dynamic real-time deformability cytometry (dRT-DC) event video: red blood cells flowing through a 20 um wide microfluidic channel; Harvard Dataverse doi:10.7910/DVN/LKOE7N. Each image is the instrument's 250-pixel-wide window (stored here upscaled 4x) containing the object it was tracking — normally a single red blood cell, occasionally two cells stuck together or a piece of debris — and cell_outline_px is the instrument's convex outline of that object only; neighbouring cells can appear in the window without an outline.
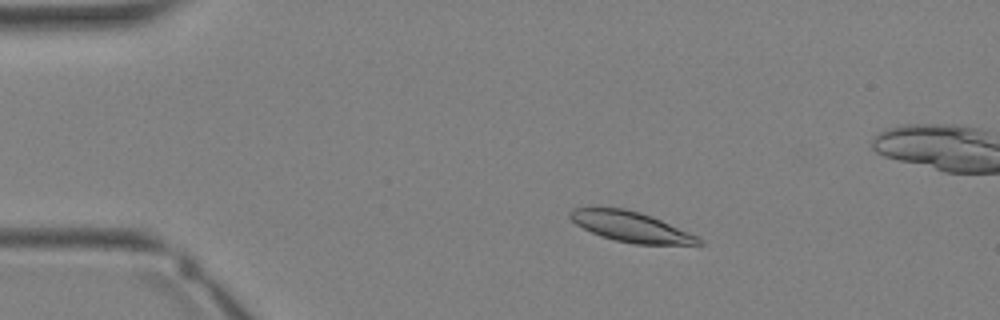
{"species": "Egyptian fruit bat (a non-hibernating species)", "species_latin": "Rousettus aegyptiacus", "temperature_condition": "warm", "stored_images_in_passage": 36, "camera_frame_rate_fps": 3000, "um_per_image_px": 0.085, "animal": {"sex": "female"}, "frame": {"image": 1, "passage_image": 7, "time_ms": 2.0, "image_size_px": [1000, 320], "cell_outline_px": [[704, 244], [636, 244], [616, 240], [592, 232], [576, 224], [568, 216], [568, 212], [572, 208], [588, 204], [596, 204], [624, 208], [640, 212], [652, 216], [688, 232], [704, 240]], "centroid_in_image_um": [53.52, 19.2], "position_along_channel_um": 31.5, "area_um2": 23.12}}
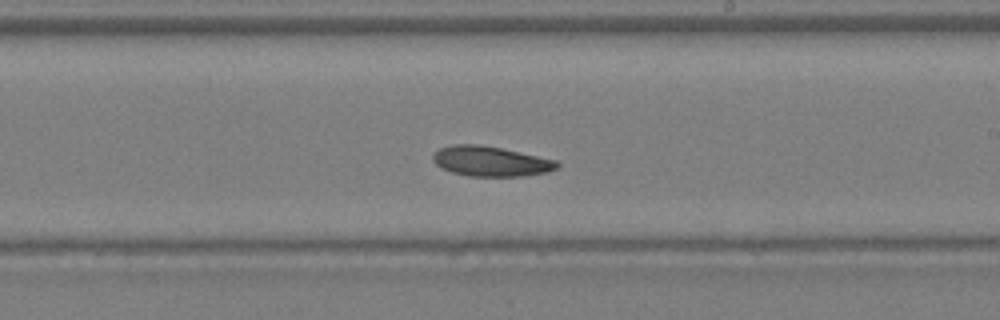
{"frame": {"image": 2, "passage_image": 21, "time_ms": 6.667, "image_size_px": [1000, 320], "cell_outline_px": [[560, 164], [556, 168], [548, 172], [524, 176], [468, 176], [452, 172], [440, 168], [432, 160], [432, 156], [440, 148], [452, 144], [476, 144], [500, 148], [556, 160]], "centroid_in_image_um": [41.68, 13.71], "position_along_channel_um": 247.3, "area_um2": 21.62}}
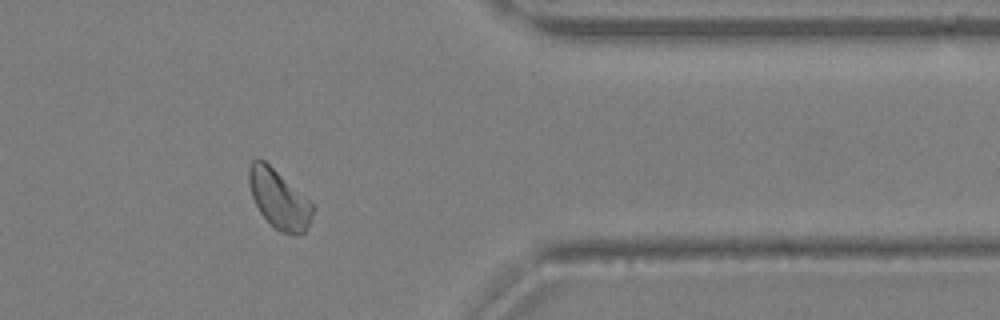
{"frame": {"image": 3, "passage_image": 29, "time_ms": 9.333, "image_size_px": [1000, 320], "cell_outline_px": [[316, 208], [304, 232], [292, 236], [280, 232], [260, 212], [252, 196], [248, 184], [248, 168], [252, 160], [256, 156], [264, 160], [308, 200]], "centroid_in_image_um": [23.68, 16.92], "position_along_channel_um": 387.7, "area_um2": 21.56}}